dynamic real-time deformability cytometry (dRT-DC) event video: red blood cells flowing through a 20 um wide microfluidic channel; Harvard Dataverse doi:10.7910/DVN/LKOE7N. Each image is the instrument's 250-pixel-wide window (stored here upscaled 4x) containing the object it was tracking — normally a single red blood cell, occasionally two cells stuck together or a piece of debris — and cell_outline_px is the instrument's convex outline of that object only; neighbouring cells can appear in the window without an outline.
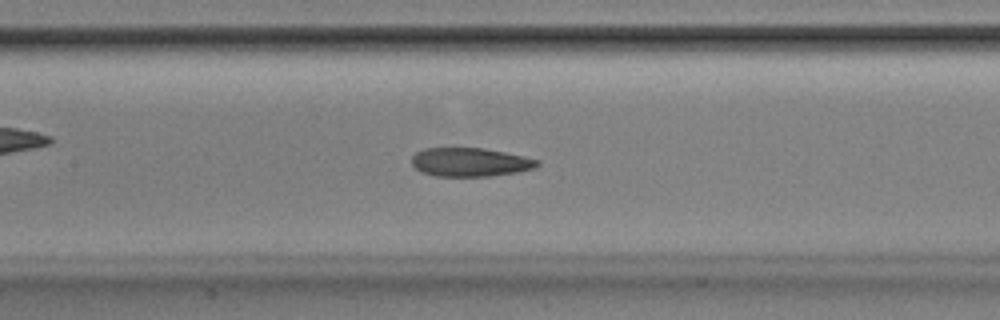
{"species": "Egyptian fruit bat (a non-hibernating species)", "species_latin": "Rousettus aegyptiacus", "temperature_condition": "room temperature", "stored_images_in_passage": 52, "camera_frame_rate_fps": 3000, "um_per_image_px": 0.085, "animal": {"sex": "male"}, "frame": {"image": 1, "passage_image": 24, "time_ms": 7.667, "image_size_px": [1000, 320], "cell_outline_px": [[540, 164], [536, 168], [516, 172], [488, 176], [436, 176], [420, 172], [412, 164], [412, 156], [416, 152], [424, 148], [484, 148], [524, 156], [540, 160]], "centroid_in_image_um": [39.96, 13.78], "position_along_channel_um": 167.4, "area_um2": 21.04}}
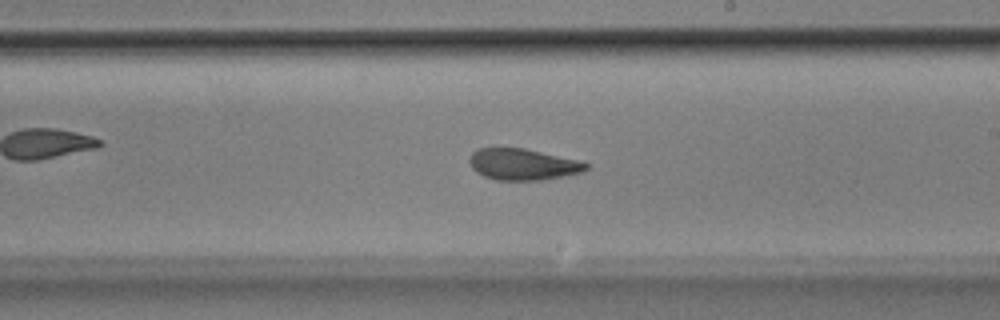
{"frame": {"image": 2, "passage_image": 30, "time_ms": 9.667, "image_size_px": [1000, 320], "cell_outline_px": [[588, 168], [580, 172], [544, 180], [496, 180], [484, 176], [476, 172], [472, 168], [468, 160], [472, 152], [476, 148], [524, 148], [576, 160], [588, 164]], "centroid_in_image_um": [44.37, 13.97], "position_along_channel_um": 244.6, "area_um2": 21.1}}
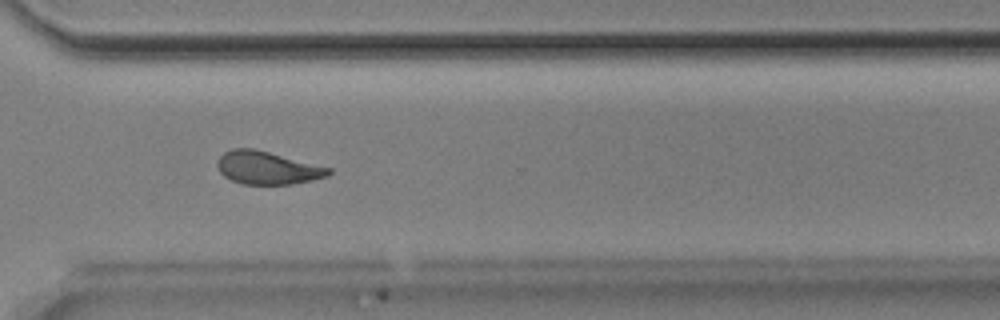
{"frame": {"image": 3, "passage_image": 38, "time_ms": 12.333, "image_size_px": [1000, 320], "cell_outline_px": [[332, 172], [328, 176], [312, 180], [292, 184], [244, 184], [232, 180], [224, 176], [220, 172], [216, 164], [220, 156], [224, 152], [232, 148], [256, 148], [332, 168]], "centroid_in_image_um": [22.74, 14.25], "position_along_channel_um": 347.9, "area_um2": 21.5}, "authors_computed_cell_mechanics": {"area_um2": 21.8195, "velocity_mm_per_s": 3.8737, "shape_relaxation_time_tau1_ms": null, "shape_relaxation_time_tau2_ms": 2.5008, "deformation_change_tau1": null, "deformation_change_tau2": 0.0915}}